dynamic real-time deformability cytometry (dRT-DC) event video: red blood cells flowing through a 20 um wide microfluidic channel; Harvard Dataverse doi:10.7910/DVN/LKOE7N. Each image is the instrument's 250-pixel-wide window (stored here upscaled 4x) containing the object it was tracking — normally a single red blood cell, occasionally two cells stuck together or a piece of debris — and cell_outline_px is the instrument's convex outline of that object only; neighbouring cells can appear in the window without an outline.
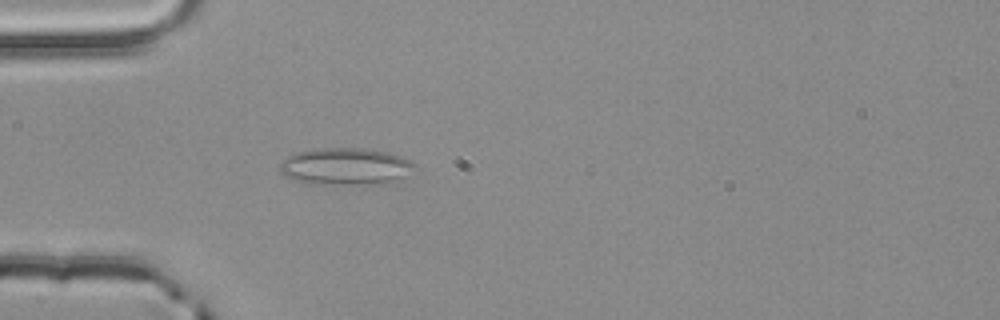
{"species": "common noctule bat (a hibernating species)", "species_latin": "Nyctalus noctula", "temperature_condition": "room temperature", "stored_images_in_passage": 34, "camera_frame_rate_fps": 3000, "um_per_image_px": 0.085, "animal": {"sex": "male", "body_mass_g": 20.4}, "frame": {"image": 1, "passage_image": 6, "time_ms": 1.667, "image_size_px": [1000, 320], "cell_outline_px": [[416, 164], [400, 180], [384, 184], [320, 184], [296, 180], [280, 172], [280, 164], [288, 156], [296, 152], [316, 148], [364, 148], [384, 152], [400, 156]], "centroid_in_image_um": [29.37, 14.15], "position_along_channel_um": 55.6, "area_um2": 28.78}}
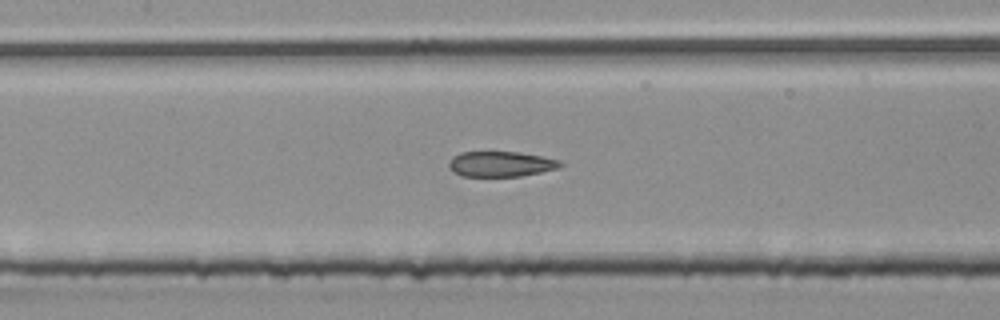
{"frame": {"image": 2, "passage_image": 15, "time_ms": 4.667, "image_size_px": [1000, 320], "cell_outline_px": [[564, 164], [560, 168], [520, 176], [460, 176], [452, 172], [448, 164], [448, 160], [452, 156], [460, 152], [520, 152], [560, 160]], "centroid_in_image_um": [42.54, 13.94], "position_along_channel_um": 164.9, "area_um2": 16.59}}
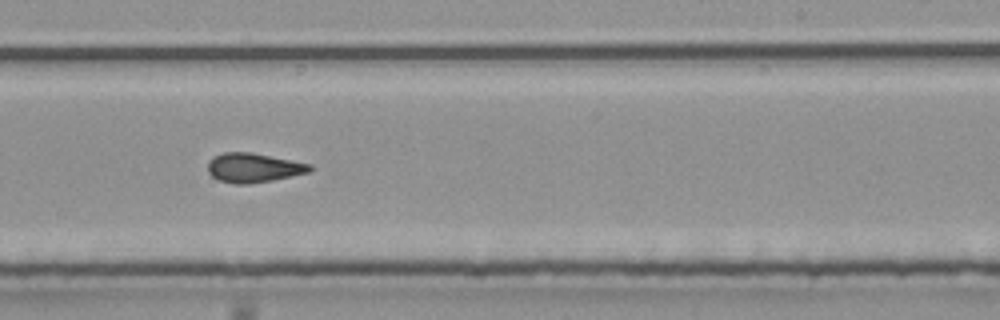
{"frame": {"image": 3, "passage_image": 23, "time_ms": 7.333, "image_size_px": [1000, 320], "cell_outline_px": [[316, 168], [312, 172], [272, 180], [248, 184], [236, 184], [220, 180], [212, 176], [208, 172], [208, 160], [212, 156], [224, 152], [252, 152], [312, 164]], "centroid_in_image_um": [21.59, 14.25], "position_along_channel_um": 267.4, "area_um2": 17.69}, "authors_computed_cell_mechanics": {"area_um2": 17.3978, "velocity_mm_per_s": 3.8638, "shape_relaxation_time_tau1_ms": null, "shape_relaxation_time_tau2_ms": 2.7939, "deformation_change_tau1": null, "deformation_change_tau2": 0.1161}}